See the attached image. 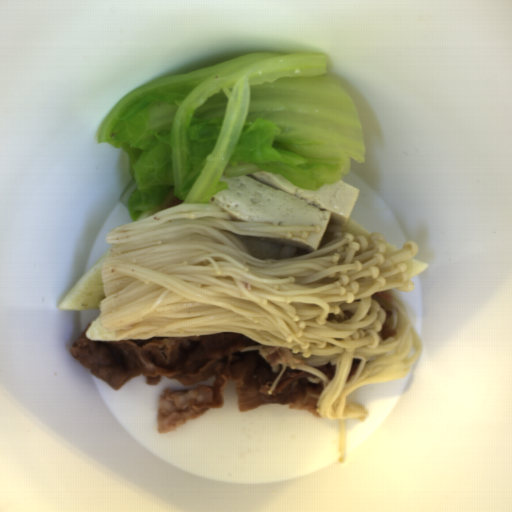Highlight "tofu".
I'll list each match as a JSON object with an SVG mask.
<instances>
[{
  "label": "tofu",
  "instance_id": "tofu-1",
  "mask_svg": "<svg viewBox=\"0 0 512 512\" xmlns=\"http://www.w3.org/2000/svg\"><path fill=\"white\" fill-rule=\"evenodd\" d=\"M228 189L211 197L210 204L231 219L249 224L289 226L318 225V233L307 237L293 235L264 237L262 241L279 246L317 252L329 225L344 227L352 213L360 188L339 180L317 190H303L286 178L255 171L232 178L221 177Z\"/></svg>",
  "mask_w": 512,
  "mask_h": 512
}]
</instances>
